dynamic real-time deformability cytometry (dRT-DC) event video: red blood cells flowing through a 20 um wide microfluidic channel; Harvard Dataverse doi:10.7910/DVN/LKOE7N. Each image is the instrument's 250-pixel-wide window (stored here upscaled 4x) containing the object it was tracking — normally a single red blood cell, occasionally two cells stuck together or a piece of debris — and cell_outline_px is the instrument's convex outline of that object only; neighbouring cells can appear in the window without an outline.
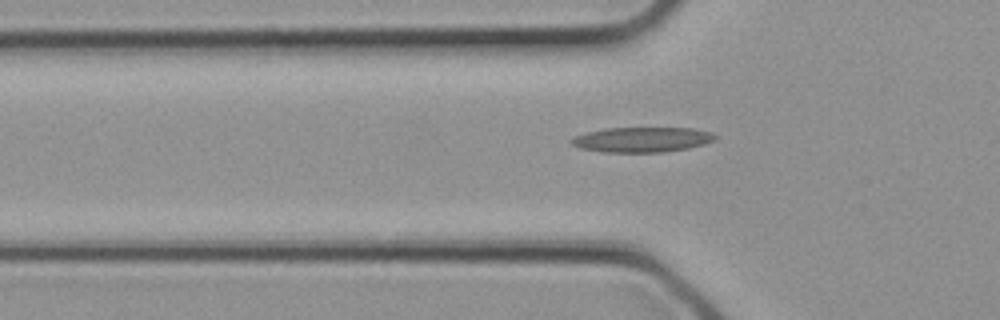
{"species": "common noctule bat (a hibernating species)", "species_latin": "Nyctalus noctula", "temperature_condition": "cold", "stored_images_in_passage": 6, "segment_of_instrument_passage": [1, 2], "camera_frame_rate_fps": 3000, "um_per_image_px": 0.085, "animal": {"sex": "female", "body_mass_g": 21.9}, "frame": {"image": 1, "passage_image": 5, "time_ms": 1.333, "image_size_px": [1000, 320], "cell_outline_px": [[716, 140], [704, 144], [688, 148], [664, 152], [604, 152], [580, 148], [572, 144], [568, 140], [576, 136], [588, 132], [608, 128], [692, 128], [712, 132], [716, 136]], "centroid_in_image_um": [54.6, 11.87], "position_along_channel_um": 71.2, "area_um2": 20.92}}